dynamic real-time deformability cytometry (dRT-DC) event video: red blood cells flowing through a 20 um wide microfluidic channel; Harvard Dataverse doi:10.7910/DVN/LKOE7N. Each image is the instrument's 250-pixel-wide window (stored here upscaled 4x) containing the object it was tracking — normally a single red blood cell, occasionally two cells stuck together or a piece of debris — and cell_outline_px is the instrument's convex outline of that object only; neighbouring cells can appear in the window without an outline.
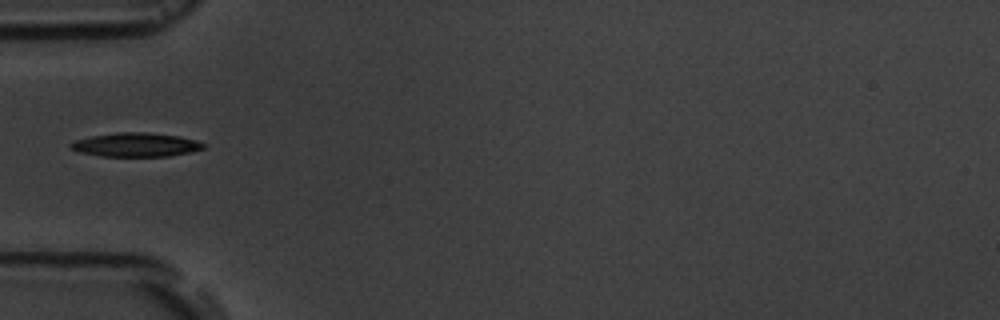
{"species": "common noctule bat (a hibernating species)", "species_latin": "Nyctalus noctula", "temperature_condition": "room temperature", "stored_images_in_passage": 39, "camera_frame_rate_fps": 3000, "um_per_image_px": 0.085, "animal": {"sex": "male", "body_mass_g": 19.5, "forearm_length_mm": 54.6}, "frame": {"image": 1, "passage_image": 1, "time_ms": 0.0, "image_size_px": [1000, 320], "cell_outline_px": [[204, 148], [192, 152], [168, 156], [100, 156], [80, 152], [68, 148], [68, 144], [76, 140], [92, 136], [116, 132], [144, 132], [176, 136], [196, 140], [204, 144]], "centroid_in_image_um": [11.51, 12.31], "position_along_channel_um": 73.5, "area_um2": 18.38}}
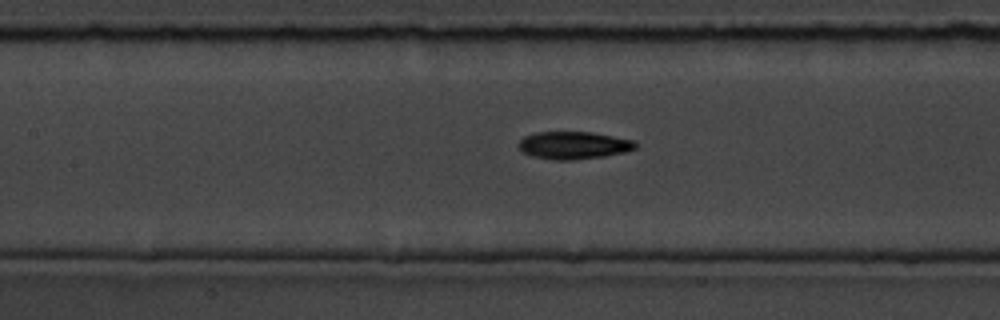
{"frame": {"image": 2, "passage_image": 8, "time_ms": 2.333, "image_size_px": [1000, 320], "cell_outline_px": [[636, 148], [624, 152], [604, 156], [572, 160], [552, 160], [532, 156], [524, 152], [516, 144], [524, 136], [536, 132], [592, 132], [632, 140], [636, 144]], "centroid_in_image_um": [48.71, 12.35], "position_along_channel_um": 158.7, "area_um2": 18.67}}
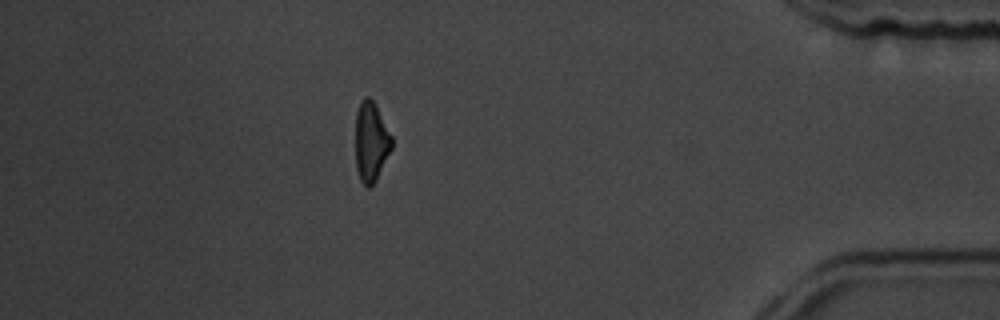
{"frame": {"image": 3, "passage_image": 32, "time_ms": 10.333, "image_size_px": [1000, 320], "cell_outline_px": [[392, 148], [376, 180], [368, 188], [360, 180], [356, 168], [356, 112], [360, 100], [364, 96], [368, 96], [376, 104], [392, 136]], "centroid_in_image_um": [31.54, 12.01], "position_along_channel_um": 403.7, "area_um2": 16.94}}